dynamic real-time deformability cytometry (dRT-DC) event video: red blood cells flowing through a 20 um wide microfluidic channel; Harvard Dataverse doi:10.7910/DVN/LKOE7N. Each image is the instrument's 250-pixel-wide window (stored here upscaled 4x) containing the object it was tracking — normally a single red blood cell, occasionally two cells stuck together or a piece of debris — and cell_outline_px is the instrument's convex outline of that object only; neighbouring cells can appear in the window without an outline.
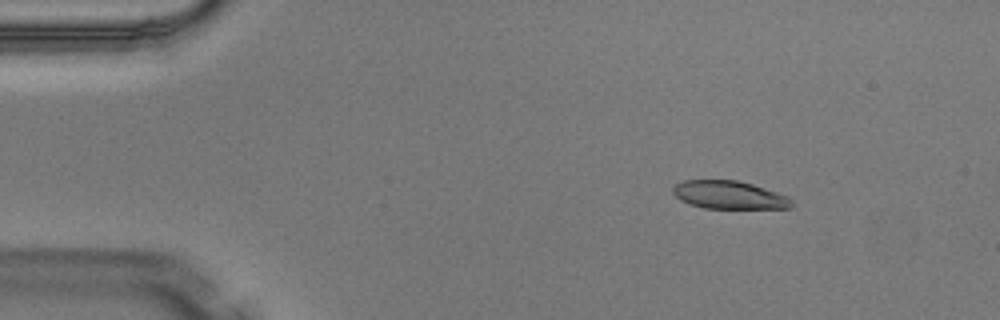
{"species": "Egyptian fruit bat (a non-hibernating species)", "species_latin": "Rousettus aegyptiacus", "temperature_condition": "warm", "stored_images_in_passage": 5, "camera_frame_rate_fps": 3000, "um_per_image_px": 0.085, "animal": {"sex": "male"}, "frame": {"image": 1, "passage_image": 2, "time_ms": 0.333, "image_size_px": [1000, 320], "cell_outline_px": [[792, 208], [704, 208], [680, 200], [672, 192], [672, 188], [676, 184], [684, 180], [736, 180], [752, 184], [788, 196], [792, 200]], "centroid_in_image_um": [61.97, 16.57], "position_along_channel_um": 23.0, "area_um2": 19.25}}